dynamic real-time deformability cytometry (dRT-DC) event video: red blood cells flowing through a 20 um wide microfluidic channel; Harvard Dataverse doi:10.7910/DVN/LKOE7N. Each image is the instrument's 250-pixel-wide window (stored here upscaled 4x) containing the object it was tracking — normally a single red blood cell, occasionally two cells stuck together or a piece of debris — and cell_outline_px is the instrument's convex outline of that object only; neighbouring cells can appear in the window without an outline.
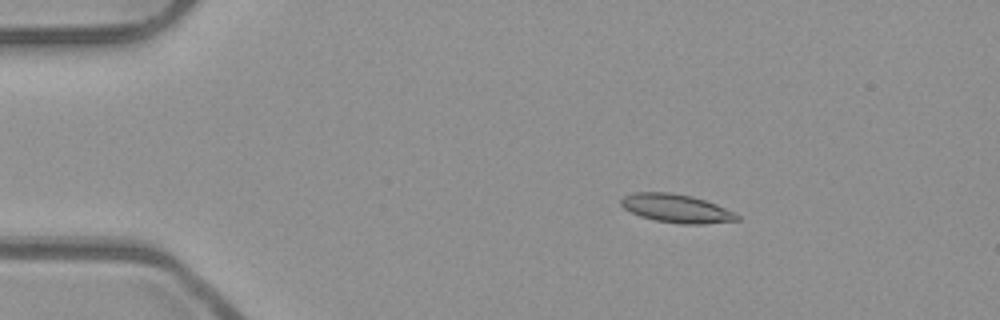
{"species": "common noctule bat (a hibernating species)", "species_latin": "Nyctalus noctula", "temperature_condition": "room temperature", "stored_images_in_passage": 52, "camera_frame_rate_fps": 3000, "um_per_image_px": 0.085, "animal": {"sex": "male", "body_mass_g": 23.1, "forearm_length_mm": 52.7}, "frame": {"image": 1, "passage_image": 8, "time_ms": 2.333, "image_size_px": [1000, 320], "cell_outline_px": [[740, 220], [700, 224], [680, 224], [656, 220], [640, 216], [624, 208], [620, 204], [620, 200], [624, 196], [632, 192], [668, 192], [692, 196], [716, 204], [740, 216]], "centroid_in_image_um": [57.46, 17.71], "position_along_channel_um": 27.5, "area_um2": 19.07}}
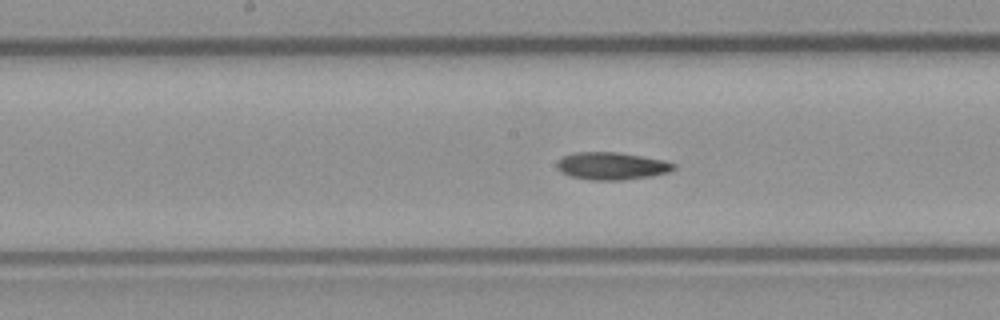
{"frame": {"image": 2, "passage_image": 26, "time_ms": 8.333, "image_size_px": [1000, 320], "cell_outline_px": [[676, 168], [668, 172], [652, 176], [624, 180], [588, 180], [572, 176], [560, 172], [556, 168], [556, 164], [564, 156], [572, 152], [616, 152], [664, 160], [676, 164]], "centroid_in_image_um": [51.99, 14.11], "position_along_channel_um": 196.2, "area_um2": 18.73}}
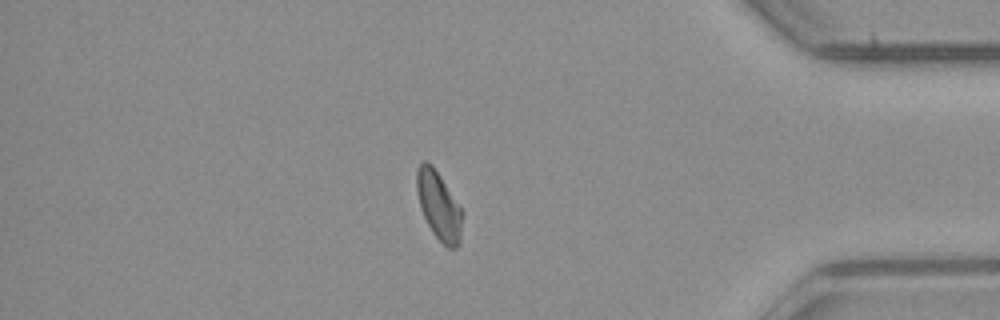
{"frame": {"image": 3, "passage_image": 44, "time_ms": 14.333, "image_size_px": [1000, 320], "cell_outline_px": [[464, 212], [460, 244], [456, 248], [448, 248], [432, 232], [424, 216], [416, 192], [416, 172], [420, 164], [424, 160], [428, 160], [432, 164]], "centroid_in_image_um": [37.32, 17.49], "position_along_channel_um": 397.9, "area_um2": 18.21}, "authors_computed_cell_mechanics": {"area_um2": 18.5827, "velocity_mm_per_s": 3.9329, "shape_relaxation_time_tau1_ms": 8.7387, "shape_relaxation_time_tau2_ms": 7.5586, "deformation_change_tau1": 0.1786, "deformation_change_tau2": 0.1282}}